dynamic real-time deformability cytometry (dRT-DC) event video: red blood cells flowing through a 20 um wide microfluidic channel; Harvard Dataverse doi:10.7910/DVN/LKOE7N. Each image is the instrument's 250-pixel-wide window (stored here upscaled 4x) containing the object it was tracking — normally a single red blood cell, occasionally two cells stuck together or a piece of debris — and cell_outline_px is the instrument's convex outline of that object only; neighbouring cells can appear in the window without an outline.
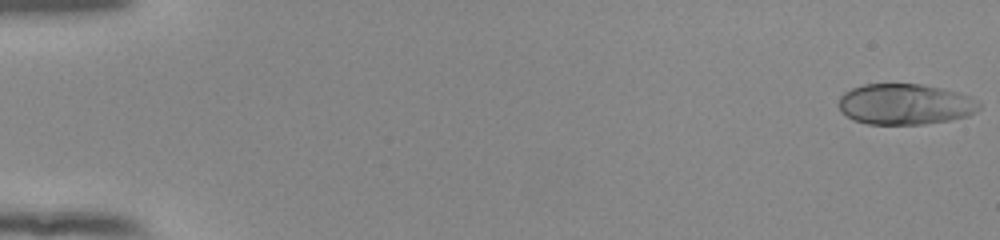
{"species": "human", "species_latin": "Homo sapiens", "temperature_condition": "room temperature", "stored_images_in_passage": 53, "camera_frame_rate_fps": 3000, "um_per_image_px": 0.085, "donor": {"sex": "female"}, "frame": {"image": 1, "passage_image": 1, "time_ms": 0.0, "image_size_px": [1000, 240], "cell_outline_px": [[980, 108], [976, 112], [968, 116], [948, 120], [924, 124], [868, 124], [852, 120], [840, 112], [840, 96], [844, 92], [852, 88], [864, 84], [920, 84], [960, 92], [968, 96], [980, 104]], "centroid_in_image_um": [76.91, 8.86], "position_along_channel_um": 8.1, "area_um2": 33.41}}
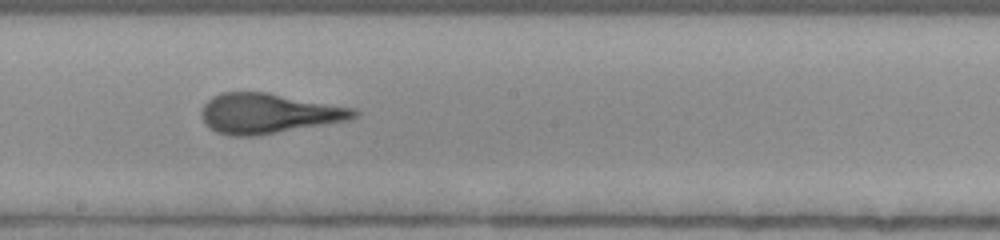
{"frame": {"image": 2, "passage_image": 31, "time_ms": 10.0, "image_size_px": [1000, 240], "cell_outline_px": [[360, 112], [356, 116], [348, 120], [256, 136], [232, 136], [216, 132], [208, 128], [204, 124], [200, 116], [200, 112], [204, 104], [212, 96], [220, 92], [268, 92], [356, 108]], "centroid_in_image_um": [22.78, 9.63], "position_along_channel_um": 225.4, "area_um2": 35.89}}
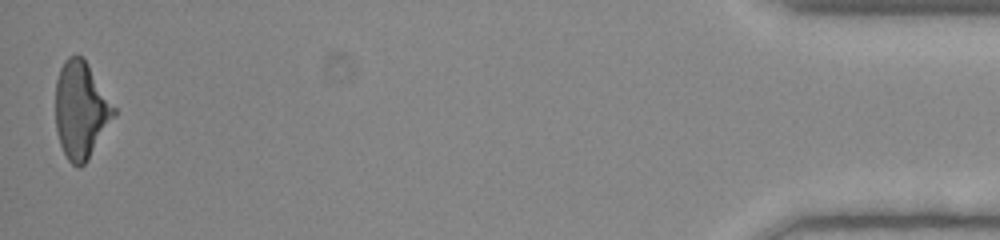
{"frame": {"image": 3, "passage_image": 53, "time_ms": 17.333, "image_size_px": [1000, 240], "cell_outline_px": [[116, 116], [88, 160], [80, 168], [76, 168], [68, 160], [60, 144], [56, 132], [56, 80], [60, 68], [64, 60], [68, 56], [76, 52], [88, 64], [116, 108]], "centroid_in_image_um": [6.88, 9.36], "position_along_channel_um": 428.3, "area_um2": 33.29}, "authors_computed_cell_mechanics": {"area_um2": 34.4488, "velocity_mm_per_s": 3.9229, "shape_relaxation_time_tau1_ms": 4.2755, "shape_relaxation_time_tau2_ms": 0.8773, "deformation_change_tau1": 0.2046, "deformation_change_tau2": 0.0716}}